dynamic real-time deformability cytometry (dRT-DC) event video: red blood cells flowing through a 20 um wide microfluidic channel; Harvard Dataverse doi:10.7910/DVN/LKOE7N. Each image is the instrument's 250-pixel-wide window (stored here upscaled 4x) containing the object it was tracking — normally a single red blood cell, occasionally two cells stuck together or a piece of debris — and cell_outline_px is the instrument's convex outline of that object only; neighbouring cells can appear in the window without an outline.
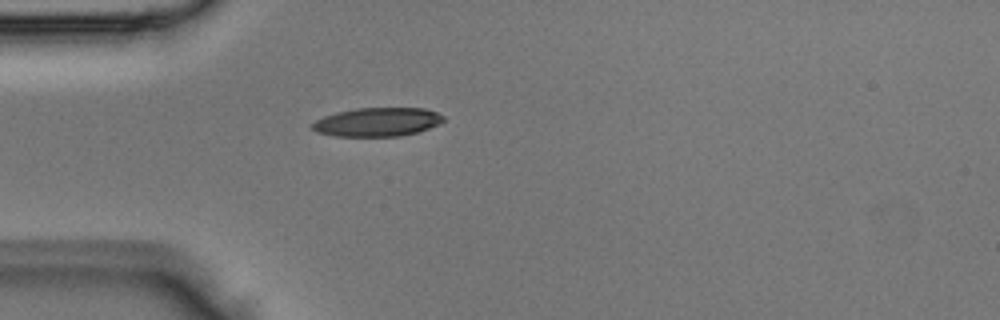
{"species": "Egyptian fruit bat (a non-hibernating species)", "species_latin": "Rousettus aegyptiacus", "temperature_condition": "room temperature", "stored_images_in_passage": 1, "camera_frame_rate_fps": 3000, "um_per_image_px": 0.085, "animal": {"sex": "male"}, "frame": {"image": 1, "passage_image": 1, "time_ms": 0.0, "image_size_px": [1000, 320], "cell_outline_px": [[444, 120], [440, 124], [416, 132], [400, 136], [336, 136], [316, 132], [312, 128], [312, 124], [316, 120], [324, 116], [336, 112], [356, 108], [424, 108], [436, 112], [444, 116]], "centroid_in_image_um": [32.07, 10.36], "position_along_channel_um": 52.9, "area_um2": 21.91}}